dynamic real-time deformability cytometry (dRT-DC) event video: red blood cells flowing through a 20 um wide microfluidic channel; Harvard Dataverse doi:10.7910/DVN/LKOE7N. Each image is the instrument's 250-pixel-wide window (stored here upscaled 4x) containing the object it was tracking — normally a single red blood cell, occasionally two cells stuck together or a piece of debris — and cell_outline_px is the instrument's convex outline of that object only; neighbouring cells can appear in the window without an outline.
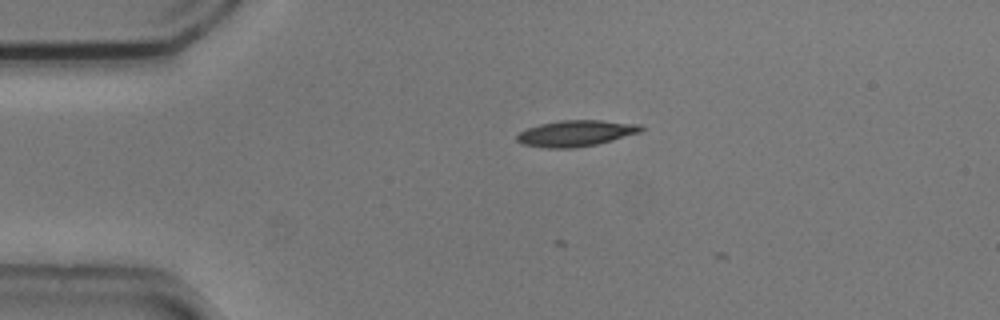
{"species": "common noctule bat (a hibernating species)", "species_latin": "Nyctalus noctula", "temperature_condition": "cold", "stored_images_in_passage": 3, "camera_frame_rate_fps": 3000, "um_per_image_px": 0.085, "animal": {"sex": "male", "body_mass_g": 20.5, "forearm_length_mm": 52.5}, "frame": {"image": 1, "passage_image": 1, "time_ms": 0.0, "image_size_px": [1000, 320], "cell_outline_px": [[644, 128], [640, 132], [612, 140], [596, 144], [576, 148], [544, 148], [520, 144], [516, 140], [516, 136], [520, 132], [528, 128], [540, 124], [560, 120], [600, 120], [640, 124]], "centroid_in_image_um": [48.92, 11.33], "position_along_channel_um": 36.1, "area_um2": 18.9}}